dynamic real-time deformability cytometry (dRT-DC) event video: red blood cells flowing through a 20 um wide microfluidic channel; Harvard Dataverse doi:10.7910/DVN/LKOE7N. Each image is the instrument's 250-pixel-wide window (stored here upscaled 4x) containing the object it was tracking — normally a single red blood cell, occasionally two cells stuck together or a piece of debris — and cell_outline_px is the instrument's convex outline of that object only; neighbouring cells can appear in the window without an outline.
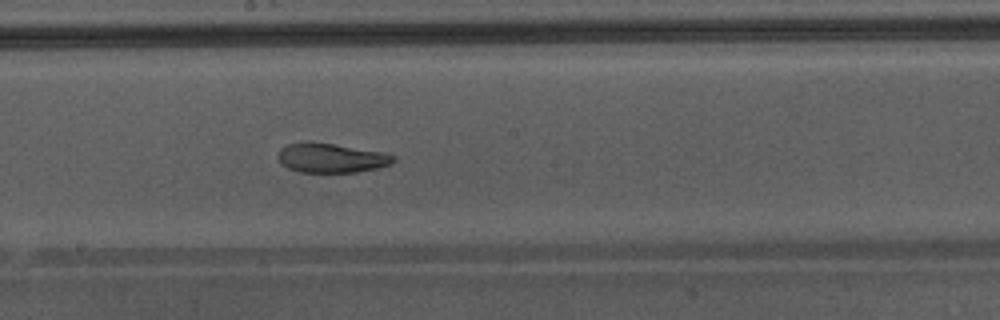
{"species": "Egyptian fruit bat (a non-hibernating species)", "species_latin": "Rousettus aegyptiacus", "temperature_condition": "warm", "stored_images_in_passage": 49, "camera_frame_rate_fps": 3000, "um_per_image_px": 0.085, "animal": {"sex": "male"}, "frame": {"image": 1, "passage_image": 28, "time_ms": 9.0, "image_size_px": [1000, 320], "cell_outline_px": [[396, 160], [392, 164], [376, 168], [356, 172], [300, 172], [288, 168], [280, 164], [276, 156], [280, 148], [288, 144], [332, 144], [388, 152], [396, 156]], "centroid_in_image_um": [28.21, 13.45], "position_along_channel_um": 220.0, "area_um2": 19.59}, "authors_computed_cell_mechanics": {"area_um2": 24.9696, "velocity_mm_per_s": 4.324, "shape_relaxation_time_tau1_ms": 8.801, "shape_relaxation_time_tau2_ms": 1.4617, "deformation_change_tau1": 0.2191, "deformation_change_tau2": 0.0581}}